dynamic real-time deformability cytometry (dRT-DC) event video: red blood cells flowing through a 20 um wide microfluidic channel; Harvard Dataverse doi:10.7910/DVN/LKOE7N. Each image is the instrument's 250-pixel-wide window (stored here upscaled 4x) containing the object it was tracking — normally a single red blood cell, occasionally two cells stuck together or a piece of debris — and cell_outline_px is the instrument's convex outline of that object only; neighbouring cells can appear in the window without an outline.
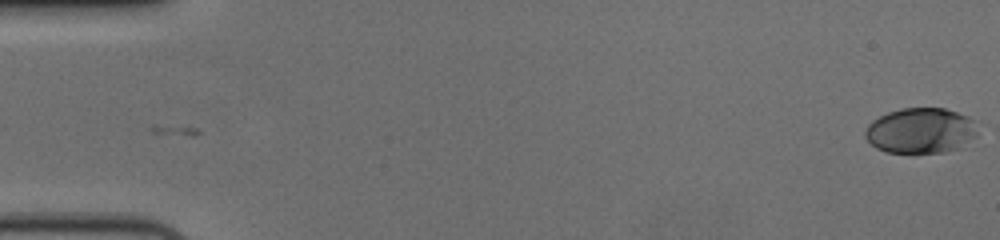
{"species": "human", "species_latin": "Homo sapiens", "temperature_condition": "cold", "stored_images_in_passage": 58, "camera_frame_rate_fps": 3000, "um_per_image_px": 0.085, "donor": {"sex": "female"}, "frame": {"image": 1, "passage_image": 1, "time_ms": 0.0, "image_size_px": [1000, 240], "cell_outline_px": [[980, 120], [976, 136], [972, 148], [944, 152], [884, 152], [876, 148], [864, 136], [864, 132], [868, 124], [872, 120], [888, 112], [900, 108], [944, 108]], "centroid_in_image_um": [78.39, 11.12], "position_along_channel_um": 6.6, "area_um2": 30.87}}
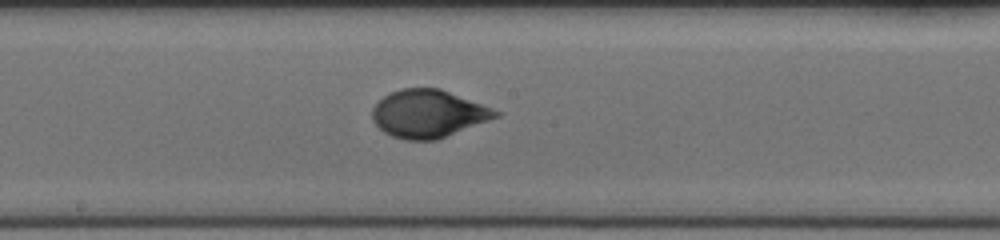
{"frame": {"image": 2, "passage_image": 32, "time_ms": 10.333, "image_size_px": [1000, 240], "cell_outline_px": [[500, 116], [436, 140], [404, 140], [392, 136], [384, 132], [372, 120], [372, 108], [384, 96], [400, 88], [440, 88], [492, 108], [500, 112]], "centroid_in_image_um": [36.39, 9.67], "position_along_channel_um": 211.8, "area_um2": 34.1}}
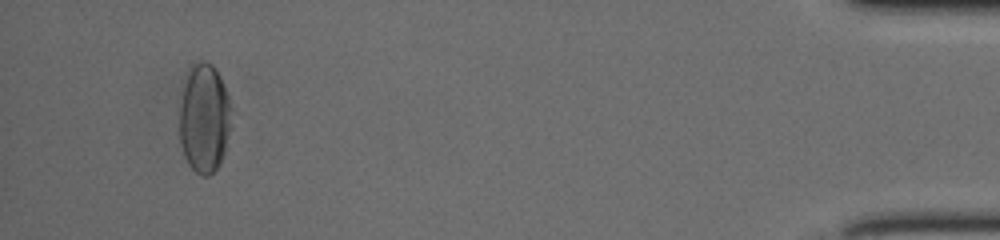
{"frame": {"image": 3, "passage_image": 55, "time_ms": 18.0, "image_size_px": [1000, 240], "cell_outline_px": [[232, 128], [224, 152], [216, 168], [208, 176], [204, 176], [196, 172], [188, 164], [184, 156], [180, 144], [180, 104], [184, 84], [188, 68], [192, 64], [200, 60], [204, 60], [212, 64], [228, 96], [232, 108]], "centroid_in_image_um": [17.37, 10.05], "position_along_channel_um": 417.8, "area_um2": 33.18}, "authors_computed_cell_mechanics": {"area_um2": 32.946, "velocity_mm_per_s": 3.6344, "shape_relaxation_time_tau1_ms": 4.4746, "shape_relaxation_time_tau2_ms": null, "deformation_change_tau1": 0.1781, "deformation_change_tau2": null}}